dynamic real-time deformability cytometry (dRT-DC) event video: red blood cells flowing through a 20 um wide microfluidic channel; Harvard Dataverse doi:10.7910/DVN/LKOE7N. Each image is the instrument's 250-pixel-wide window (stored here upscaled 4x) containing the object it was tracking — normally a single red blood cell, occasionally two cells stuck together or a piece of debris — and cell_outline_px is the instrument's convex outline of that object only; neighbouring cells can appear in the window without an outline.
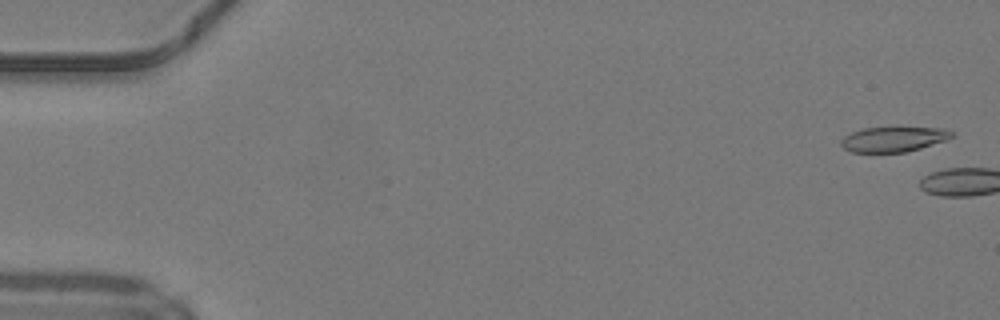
{"species": "common noctule bat (a hibernating species)", "species_latin": "Nyctalus noctula", "temperature_condition": "warm", "stored_images_in_passage": 4, "camera_frame_rate_fps": 3000, "um_per_image_px": 0.085, "animal": {"sex": "male", "body_mass_g": 19.2, "forearm_length_mm": 51.8}, "frame": {"image": 1, "passage_image": 2, "time_ms": 0.333, "image_size_px": [1000, 320], "cell_outline_px": [[952, 136], [944, 140], [920, 148], [904, 152], [852, 152], [844, 148], [840, 144], [840, 140], [844, 136], [852, 132], [864, 128], [944, 128], [952, 132]], "centroid_in_image_um": [75.89, 11.84], "position_along_channel_um": 9.1, "area_um2": 15.78}}